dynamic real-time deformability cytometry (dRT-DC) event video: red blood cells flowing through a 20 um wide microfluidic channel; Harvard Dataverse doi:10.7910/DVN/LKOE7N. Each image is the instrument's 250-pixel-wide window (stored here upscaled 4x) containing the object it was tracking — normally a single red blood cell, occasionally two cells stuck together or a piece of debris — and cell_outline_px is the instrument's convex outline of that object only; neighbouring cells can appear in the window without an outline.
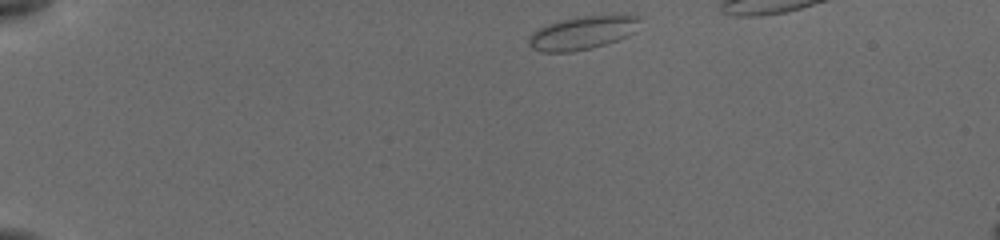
{"species": "common noctule bat (a hibernating species)", "species_latin": "Nyctalus noctula", "temperature_condition": "cold", "stored_images_in_passage": 40, "camera_frame_rate_fps": 3000, "um_per_image_px": 0.085, "animal": {"sex": "female", "body_mass_g": 19.5, "forearm_length_mm": 54.1}, "frame": {"image": 1, "passage_image": 1, "time_ms": 0.0, "image_size_px": [1000, 240], "cell_outline_px": [[640, 20], [632, 32], [628, 36], [592, 48], [572, 52], [540, 52], [532, 48], [528, 44], [528, 40], [532, 32], [548, 24], [564, 20], [584, 16], [640, 16]], "centroid_in_image_um": [49.45, 2.82], "position_along_channel_um": 35.6, "area_um2": 20.98}}
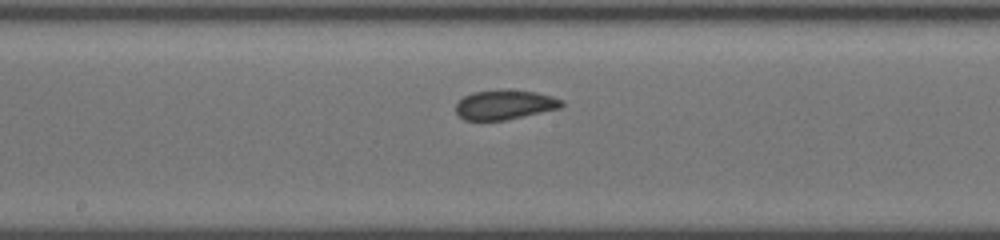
{"frame": {"image": 2, "passage_image": 20, "time_ms": 6.333, "image_size_px": [1000, 240], "cell_outline_px": [[564, 104], [560, 108], [504, 120], [464, 120], [456, 112], [456, 104], [464, 96], [472, 92], [504, 88], [532, 92], [552, 96], [564, 100]], "centroid_in_image_um": [42.89, 8.88], "position_along_channel_um": 205.3, "area_um2": 18.26}}
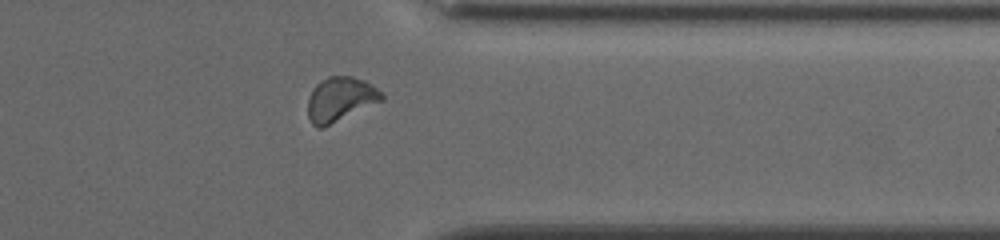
{"frame": {"image": 3, "passage_image": 34, "time_ms": 11.0, "image_size_px": [1000, 240], "cell_outline_px": [[384, 100], [324, 128], [316, 128], [312, 124], [308, 116], [308, 100], [316, 84], [320, 80], [328, 76], [352, 76], [364, 80], [376, 88], [384, 96]], "centroid_in_image_um": [28.92, 8.45], "position_along_channel_um": 382.5, "area_um2": 19.19}}